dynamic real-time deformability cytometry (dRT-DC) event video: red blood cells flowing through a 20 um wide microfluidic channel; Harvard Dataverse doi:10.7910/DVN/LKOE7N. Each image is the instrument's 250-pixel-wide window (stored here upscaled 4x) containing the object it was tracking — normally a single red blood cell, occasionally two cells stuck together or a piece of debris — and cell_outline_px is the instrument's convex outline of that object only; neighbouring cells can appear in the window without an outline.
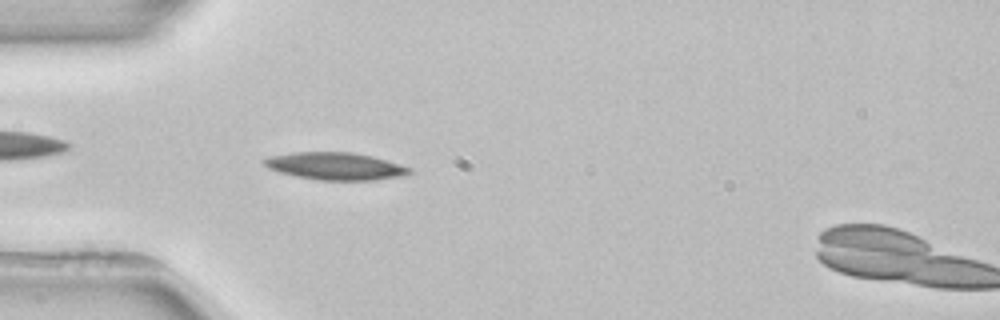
{"species": "common noctule bat (a hibernating species)", "species_latin": "Nyctalus noctula", "temperature_condition": "room temperature", "stored_images_in_passage": 5, "camera_frame_rate_fps": 3000, "um_per_image_px": 0.085, "animal": {"sex": "female", "body_mass_g": 22.7, "forearm_length_mm": 54.2}, "frame": {"image": 1, "passage_image": 4, "time_ms": 4.333, "image_size_px": [1000, 320], "cell_outline_px": [[412, 172], [408, 176], [376, 180], [316, 180], [296, 176], [280, 172], [268, 168], [260, 160], [268, 156], [296, 152], [352, 152], [372, 156], [412, 168]], "centroid_in_image_um": [28.52, 14.13], "position_along_channel_um": 56.5, "area_um2": 23.41}}